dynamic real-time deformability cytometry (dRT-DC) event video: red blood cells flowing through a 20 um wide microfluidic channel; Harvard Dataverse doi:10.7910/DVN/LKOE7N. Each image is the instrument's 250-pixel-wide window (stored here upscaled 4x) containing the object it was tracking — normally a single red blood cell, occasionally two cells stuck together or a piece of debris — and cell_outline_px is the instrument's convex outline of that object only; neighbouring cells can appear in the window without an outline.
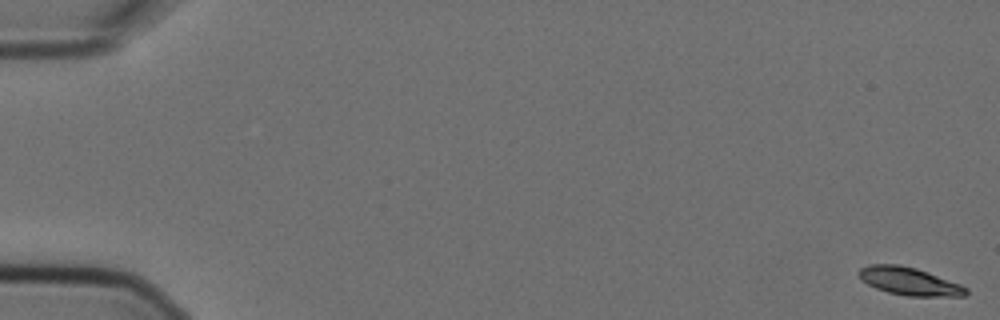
{"species": "Egyptian fruit bat (a non-hibernating species)", "species_latin": "Rousettus aegyptiacus", "temperature_condition": "cold", "stored_images_in_passage": 16, "camera_frame_rate_fps": 3000, "um_per_image_px": 0.085, "animal": {"sex": "female"}, "frame": {"image": 1, "passage_image": 1, "time_ms": 0.0, "image_size_px": [1000, 320], "cell_outline_px": [[968, 292], [964, 296], [908, 296], [888, 292], [876, 288], [860, 280], [856, 272], [860, 268], [868, 264], [900, 264], [916, 268], [960, 284], [968, 288]], "centroid_in_image_um": [77.24, 23.9], "position_along_channel_um": 7.8, "area_um2": 17.46}}
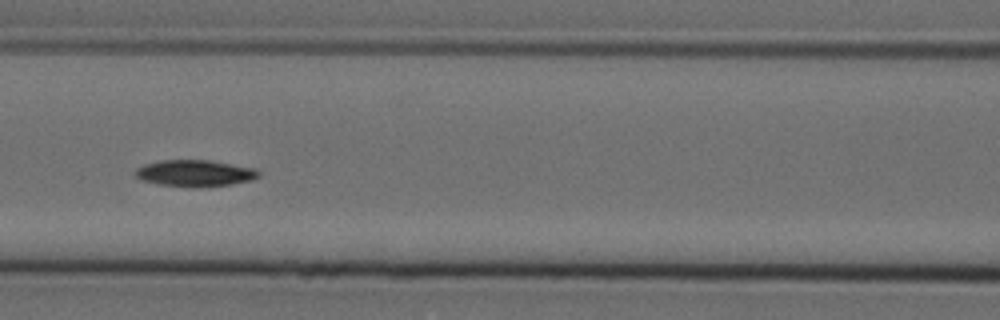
{"frame": {"image": 2, "passage_image": 7, "time_ms": 2.0, "image_size_px": [1000, 320], "cell_outline_px": [[260, 176], [252, 180], [232, 184], [200, 188], [192, 188], [156, 184], [140, 180], [136, 176], [136, 168], [144, 164], [160, 160], [208, 160], [256, 168], [260, 172]], "centroid_in_image_um": [16.57, 14.74], "position_along_channel_um": 150.0, "area_um2": 19.42}}
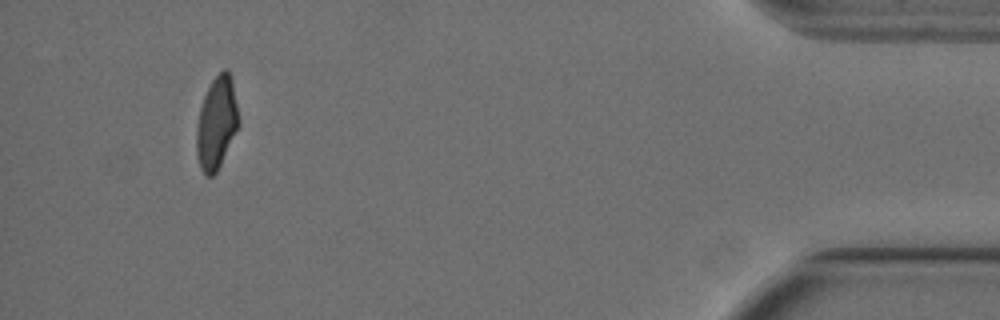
{"frame": {"image": 3, "passage_image": 16, "time_ms": 5.0, "image_size_px": [1000, 320], "cell_outline_px": [[240, 124], [216, 172], [212, 176], [204, 176], [200, 168], [196, 156], [196, 128], [200, 108], [204, 96], [212, 80], [224, 68], [228, 68], [232, 80], [240, 120]], "centroid_in_image_um": [18.4, 10.46], "position_along_channel_um": 416.8, "area_um2": 22.77}}